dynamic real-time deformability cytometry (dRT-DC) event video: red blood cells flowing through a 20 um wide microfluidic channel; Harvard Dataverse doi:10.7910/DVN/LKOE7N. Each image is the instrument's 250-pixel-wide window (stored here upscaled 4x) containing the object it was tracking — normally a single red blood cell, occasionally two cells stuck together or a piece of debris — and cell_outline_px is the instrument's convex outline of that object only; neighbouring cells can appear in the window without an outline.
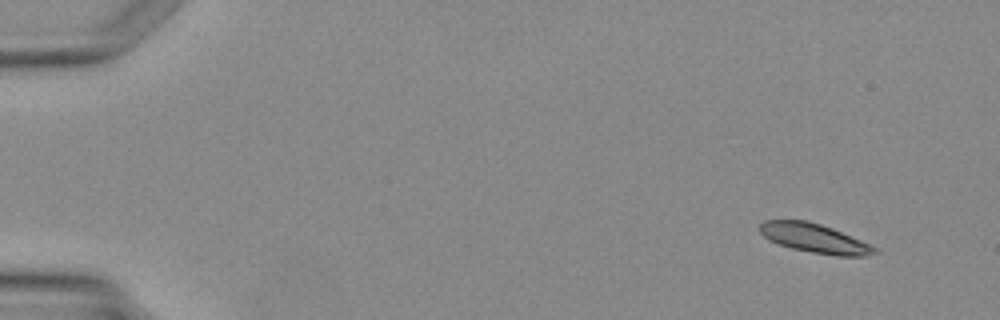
{"species": "Egyptian fruit bat (a non-hibernating species)", "species_latin": "Rousettus aegyptiacus", "temperature_condition": "warm", "stored_images_in_passage": 3, "camera_frame_rate_fps": 3000, "um_per_image_px": 0.085, "animal": {"sex": "female"}, "frame": {"image": 1, "passage_image": 1, "time_ms": 0.0, "image_size_px": [1000, 320], "cell_outline_px": [[880, 252], [864, 256], [836, 256], [812, 252], [792, 248], [780, 244], [764, 236], [760, 232], [760, 224], [764, 220], [808, 220], [832, 228], [880, 248]], "centroid_in_image_um": [69.3, 20.25], "position_along_channel_um": 15.7, "area_um2": 19.42}}